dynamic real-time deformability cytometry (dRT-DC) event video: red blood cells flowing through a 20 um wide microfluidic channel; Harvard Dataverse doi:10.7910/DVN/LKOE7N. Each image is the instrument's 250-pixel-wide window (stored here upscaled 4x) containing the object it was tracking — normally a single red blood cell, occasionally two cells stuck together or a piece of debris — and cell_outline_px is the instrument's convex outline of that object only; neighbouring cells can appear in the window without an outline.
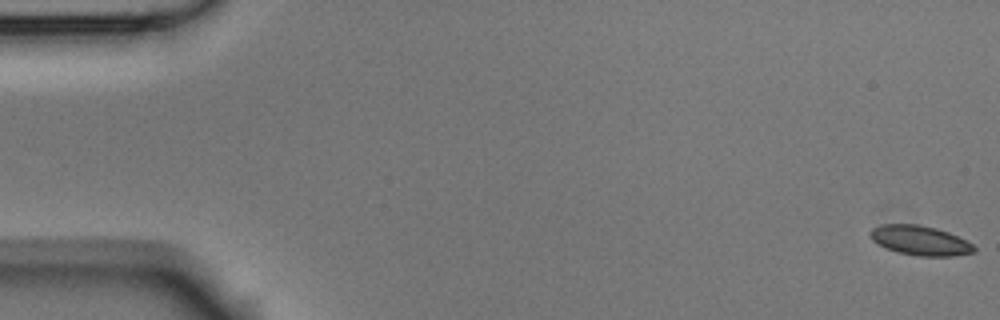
{"species": "Egyptian fruit bat (a non-hibernating species)", "species_latin": "Rousettus aegyptiacus", "temperature_condition": "room temperature", "stored_images_in_passage": 49, "camera_frame_rate_fps": 3000, "um_per_image_px": 0.085, "animal": {"sex": "male"}, "frame": {"image": 1, "passage_image": 1, "time_ms": 0.0, "image_size_px": [1000, 320], "cell_outline_px": [[976, 252], [952, 256], [916, 256], [900, 252], [888, 248], [872, 240], [868, 236], [868, 232], [872, 228], [880, 224], [916, 224], [936, 228], [948, 232], [972, 244], [976, 248]], "centroid_in_image_um": [78.19, 20.43], "position_along_channel_um": 6.8, "area_um2": 17.8}}
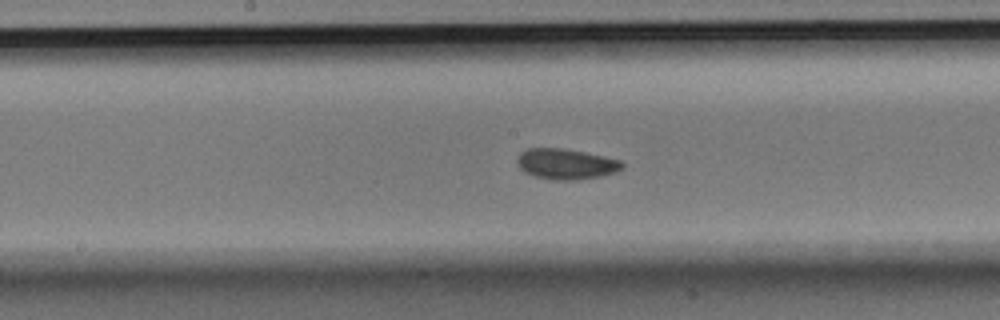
{"frame": {"image": 2, "passage_image": 28, "time_ms": 9.0, "image_size_px": [1000, 320], "cell_outline_px": [[624, 168], [616, 172], [600, 176], [576, 180], [552, 180], [536, 176], [524, 172], [516, 164], [516, 160], [520, 152], [528, 148], [564, 148], [604, 156], [620, 160], [624, 164]], "centroid_in_image_um": [48.1, 13.93], "position_along_channel_um": 200.1, "area_um2": 18.84}}
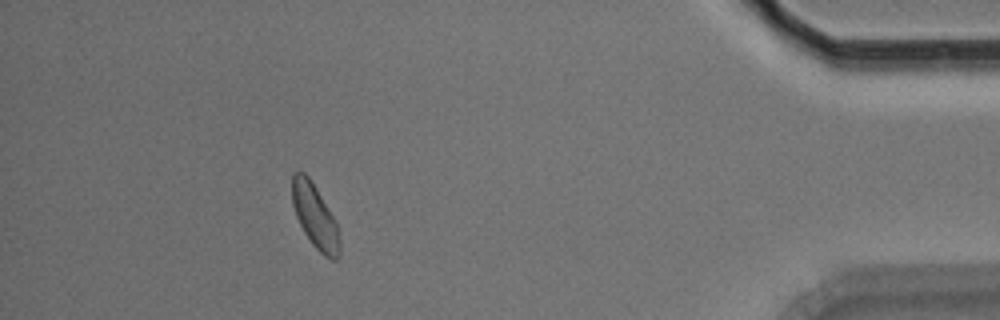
{"frame": {"image": 3, "passage_image": 49, "time_ms": 16.0, "image_size_px": [1000, 320], "cell_outline_px": [[340, 256], [336, 260], [332, 260], [324, 256], [312, 244], [304, 232], [296, 216], [292, 204], [292, 176], [296, 172], [304, 172], [308, 176], [316, 188], [336, 220], [340, 244]], "centroid_in_image_um": [26.79, 18.41], "position_along_channel_um": 408.4, "area_um2": 17.63}, "authors_computed_cell_mechanics": {"area_um2": 18.0336, "velocity_mm_per_s": 3.7383, "shape_relaxation_time_tau1_ms": 2.5543, "shape_relaxation_time_tau2_ms": 3.2698, "deformation_change_tau1": 0.0833, "deformation_change_tau2": 0.0847}}